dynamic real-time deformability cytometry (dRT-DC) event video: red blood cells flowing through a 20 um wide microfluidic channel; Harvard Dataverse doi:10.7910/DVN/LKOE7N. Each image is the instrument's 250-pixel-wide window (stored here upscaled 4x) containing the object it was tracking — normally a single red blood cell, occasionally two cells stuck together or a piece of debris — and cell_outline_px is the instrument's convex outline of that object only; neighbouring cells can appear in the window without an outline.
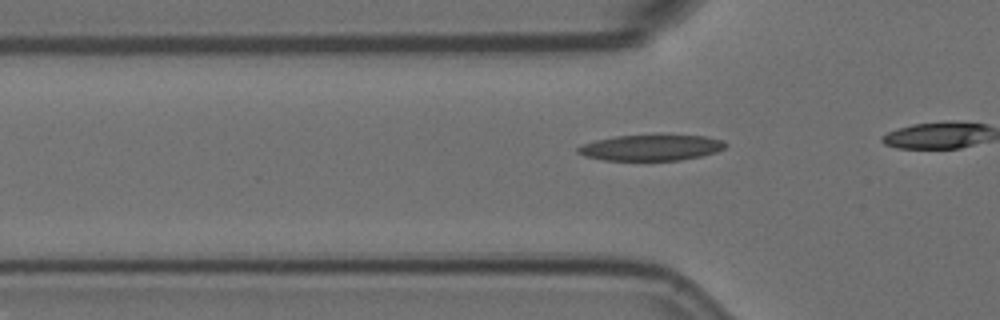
{"species": "Egyptian fruit bat (a non-hibernating species)", "species_latin": "Rousettus aegyptiacus", "temperature_condition": "room temperature", "stored_images_in_passage": 10, "camera_frame_rate_fps": 3000, "um_per_image_px": 0.085, "animal": {"sex": "female"}, "frame": {"image": 1, "passage_image": 5, "time_ms": 1.333, "image_size_px": [1000, 320], "cell_outline_px": [[728, 144], [724, 148], [716, 152], [700, 156], [680, 160], [604, 160], [584, 156], [576, 152], [576, 148], [580, 144], [596, 140], [616, 136], [660, 132], [704, 136], [724, 140]], "centroid_in_image_um": [55.35, 12.5], "position_along_channel_um": 70.4, "area_um2": 23.29}}
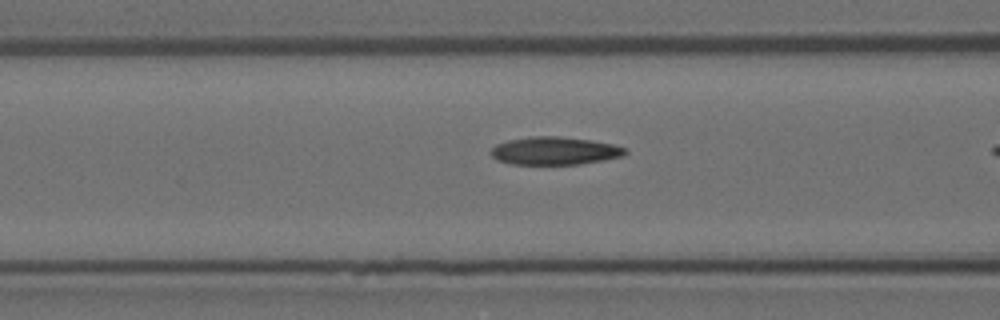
{"frame": {"image": 2, "passage_image": 9, "time_ms": 2.667, "image_size_px": [1000, 320], "cell_outline_px": [[628, 152], [624, 156], [604, 160], [580, 164], [512, 164], [500, 160], [492, 156], [488, 152], [496, 144], [508, 140], [532, 136], [560, 136], [592, 140], [612, 144], [628, 148]], "centroid_in_image_um": [47.18, 12.81], "position_along_channel_um": 119.4, "area_um2": 21.96}}